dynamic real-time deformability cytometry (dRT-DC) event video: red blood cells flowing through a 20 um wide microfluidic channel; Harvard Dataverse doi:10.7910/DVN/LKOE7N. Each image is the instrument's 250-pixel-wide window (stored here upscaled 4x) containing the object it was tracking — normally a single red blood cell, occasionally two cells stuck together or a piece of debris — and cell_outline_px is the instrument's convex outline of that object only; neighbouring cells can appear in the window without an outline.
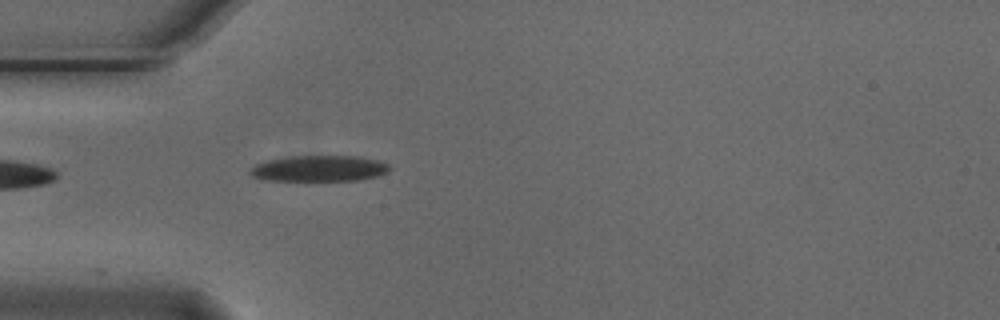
{"species": "Egyptian fruit bat (a non-hibernating species)", "species_latin": "Rousettus aegyptiacus", "temperature_condition": "cold", "stored_images_in_passage": 3, "camera_frame_rate_fps": 3000, "um_per_image_px": 0.085, "animal": {"sex": "male"}, "frame": {"image": 1, "passage_image": 3, "time_ms": 0.667, "image_size_px": [1000, 320], "cell_outline_px": [[392, 168], [388, 172], [376, 176], [356, 180], [268, 180], [252, 176], [248, 172], [256, 164], [268, 160], [292, 156], [360, 156], [376, 160], [388, 164]], "centroid_in_image_um": [27.15, 14.31], "position_along_channel_um": 57.8, "area_um2": 20.87}}